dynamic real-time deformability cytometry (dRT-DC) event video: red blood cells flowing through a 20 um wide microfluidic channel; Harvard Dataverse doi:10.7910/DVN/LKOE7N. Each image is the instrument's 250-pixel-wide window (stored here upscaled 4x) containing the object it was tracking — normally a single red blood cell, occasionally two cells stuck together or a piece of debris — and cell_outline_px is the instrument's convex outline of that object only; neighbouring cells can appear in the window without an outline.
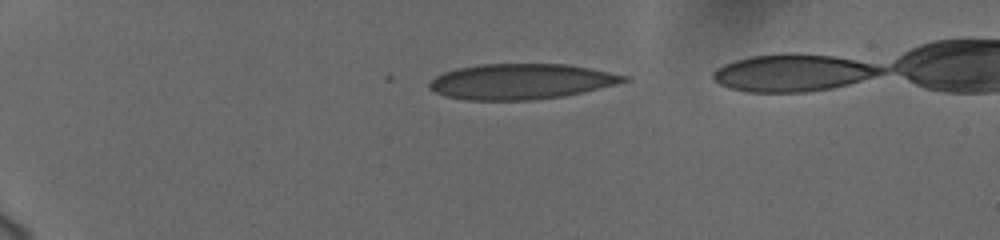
{"species": "human", "species_latin": "Homo sapiens", "temperature_condition": "cold", "stored_images_in_passage": 42, "camera_frame_rate_fps": 3000, "um_per_image_px": 0.085, "donor": {"sex": "female"}, "frame": {"image": 1, "passage_image": 1, "time_ms": 0.0, "image_size_px": [1000, 240], "cell_outline_px": [[628, 80], [616, 84], [564, 96], [528, 100], [468, 100], [448, 96], [436, 92], [428, 88], [428, 84], [436, 76], [444, 72], [456, 68], [480, 64], [564, 64], [588, 68], [628, 76]], "centroid_in_image_um": [44.24, 6.92], "position_along_channel_um": 40.8, "area_um2": 39.77}}
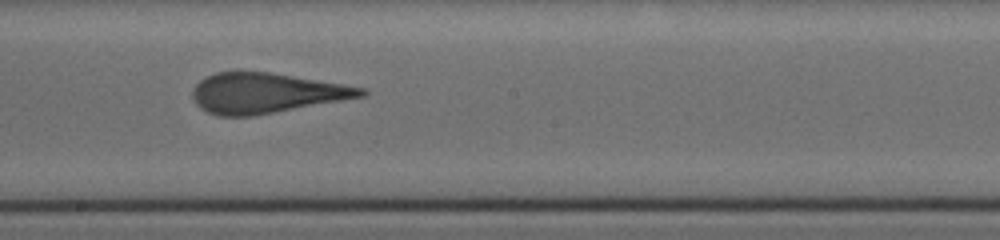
{"frame": {"image": 2, "passage_image": 21, "time_ms": 6.667, "image_size_px": [1000, 240], "cell_outline_px": [[368, 92], [364, 96], [252, 116], [216, 116], [200, 108], [196, 104], [192, 96], [192, 92], [196, 84], [200, 80], [216, 72], [268, 72], [344, 84], [368, 88]], "centroid_in_image_um": [22.6, 7.91], "position_along_channel_um": 225.6, "area_um2": 39.07}}
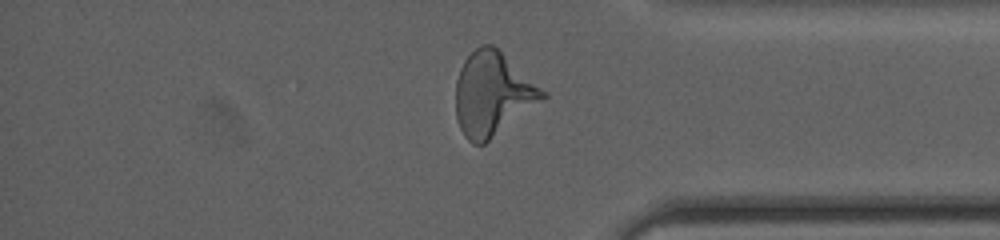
{"frame": {"image": 3, "passage_image": 35, "time_ms": 11.333, "image_size_px": [1000, 240], "cell_outline_px": [[548, 96], [544, 100], [484, 144], [472, 144], [464, 136], [460, 128], [456, 116], [456, 80], [460, 68], [464, 60], [480, 44], [492, 44], [548, 92]], "centroid_in_image_um": [41.88, 7.99], "position_along_channel_um": 393.3, "area_um2": 42.31}}